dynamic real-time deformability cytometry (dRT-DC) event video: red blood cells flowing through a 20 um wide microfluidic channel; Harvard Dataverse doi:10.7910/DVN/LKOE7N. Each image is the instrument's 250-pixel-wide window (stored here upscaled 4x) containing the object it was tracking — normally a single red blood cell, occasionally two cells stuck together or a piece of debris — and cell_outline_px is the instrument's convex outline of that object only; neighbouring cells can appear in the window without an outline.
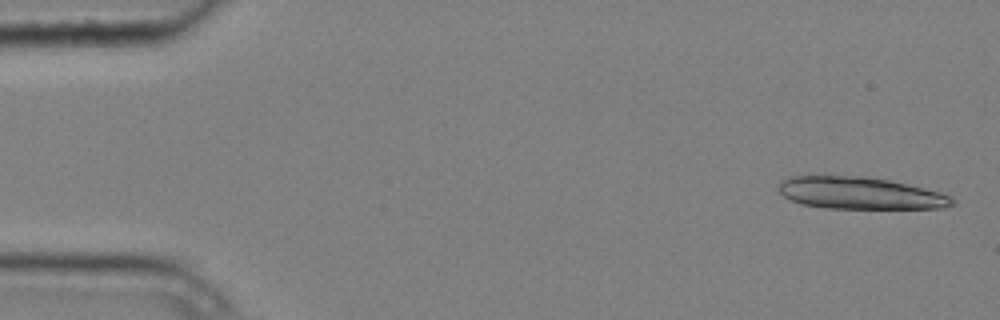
{"species": "common noctule bat (a hibernating species)", "species_latin": "Nyctalus noctula", "temperature_condition": "cold", "stored_images_in_passage": 5, "camera_frame_rate_fps": 3000, "um_per_image_px": 0.085, "animal": {"sex": "male", "body_mass_g": 20.4}, "frame": {"image": 1, "passage_image": 1, "time_ms": 0.0, "image_size_px": [1000, 320], "cell_outline_px": [[956, 204], [944, 208], [824, 208], [800, 204], [784, 196], [776, 188], [780, 180], [788, 176], [808, 172], [824, 172], [864, 176], [888, 180], [924, 188], [940, 192], [952, 196], [956, 200]], "centroid_in_image_um": [72.97, 16.35], "position_along_channel_um": 12.0, "area_um2": 33.99}}